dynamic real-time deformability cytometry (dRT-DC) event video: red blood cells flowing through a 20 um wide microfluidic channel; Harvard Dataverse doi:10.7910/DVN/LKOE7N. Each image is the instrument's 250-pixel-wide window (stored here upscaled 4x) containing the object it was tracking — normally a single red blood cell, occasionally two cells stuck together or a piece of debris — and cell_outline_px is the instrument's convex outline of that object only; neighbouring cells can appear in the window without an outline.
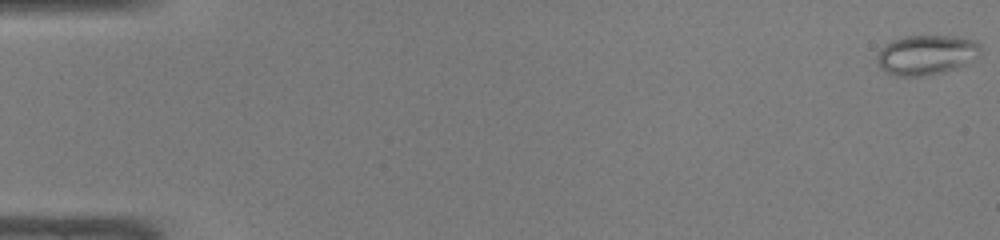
{"species": "common noctule bat (a hibernating species)", "species_latin": "Nyctalus noctula", "temperature_condition": "warm", "stored_images_in_passage": 48, "camera_frame_rate_fps": 3000, "um_per_image_px": 0.085, "animal": {"sex": "male", "body_mass_g": 19.0, "forearm_length_mm": 50.8}, "frame": {"image": 1, "passage_image": 1, "time_ms": 0.0, "image_size_px": [1000, 240], "cell_outline_px": [[980, 48], [964, 64], [956, 68], [944, 72], [928, 76], [896, 76], [884, 72], [880, 68], [876, 60], [876, 56], [884, 44], [892, 40], [904, 36], [956, 36], [976, 40], [980, 44]], "centroid_in_image_um": [78.64, 4.66], "position_along_channel_um": 6.4, "area_um2": 23.93}}
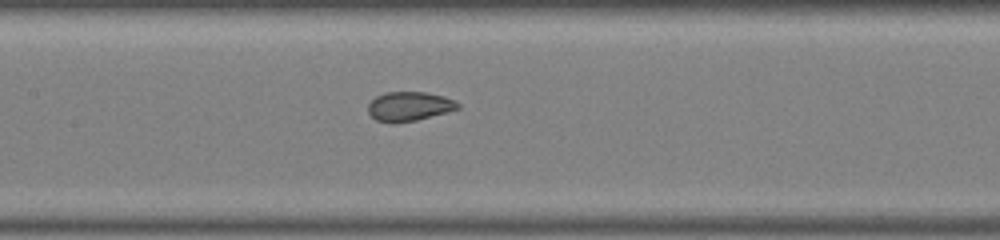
{"frame": {"image": 2, "passage_image": 24, "time_ms": 7.667, "image_size_px": [1000, 240], "cell_outline_px": [[460, 108], [416, 120], [392, 124], [376, 120], [368, 112], [368, 104], [376, 96], [384, 92], [424, 92], [444, 96], [460, 104]], "centroid_in_image_um": [34.74, 9.04], "position_along_channel_um": 172.7, "area_um2": 15.26}}
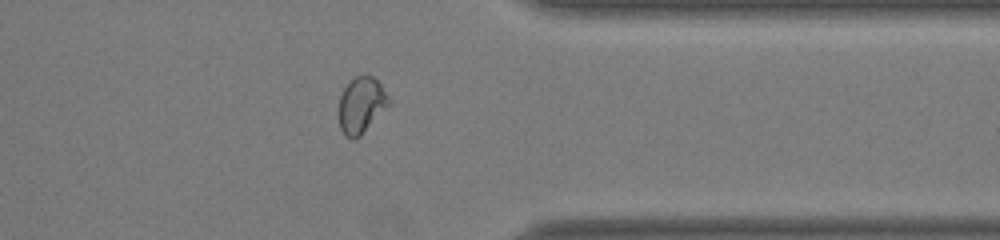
{"frame": {"image": 3, "passage_image": 39, "time_ms": 12.667, "image_size_px": [1000, 240], "cell_outline_px": [[388, 104], [360, 136], [356, 140], [352, 140], [340, 128], [340, 96], [348, 80], [356, 76], [372, 76], [380, 84], [388, 96]], "centroid_in_image_um": [30.68, 8.91], "position_along_channel_um": 380.7, "area_um2": 15.72}}